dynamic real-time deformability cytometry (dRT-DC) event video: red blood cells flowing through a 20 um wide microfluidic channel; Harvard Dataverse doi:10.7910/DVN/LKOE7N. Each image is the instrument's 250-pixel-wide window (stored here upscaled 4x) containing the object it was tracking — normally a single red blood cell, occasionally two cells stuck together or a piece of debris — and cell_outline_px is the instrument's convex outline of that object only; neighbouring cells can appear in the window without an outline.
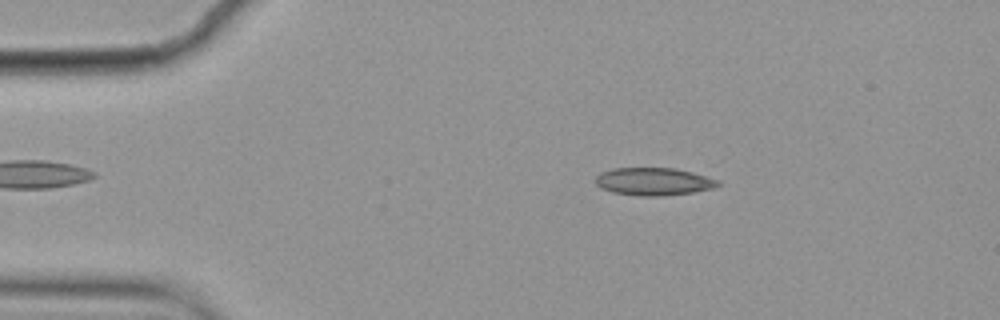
{"species": "common noctule bat (a hibernating species)", "species_latin": "Nyctalus noctula", "temperature_condition": "cold", "stored_images_in_passage": 13, "camera_frame_rate_fps": 3000, "um_per_image_px": 0.085, "animal": {"sex": "female", "body_mass_g": 19.9}, "frame": {"image": 1, "passage_image": 2, "time_ms": 0.333, "image_size_px": [1000, 320], "cell_outline_px": [[720, 184], [712, 188], [692, 192], [660, 196], [640, 196], [612, 192], [600, 188], [596, 184], [596, 176], [600, 172], [612, 168], [676, 168], [692, 172], [720, 180]], "centroid_in_image_um": [55.53, 15.42], "position_along_channel_um": 29.5, "area_um2": 19.77}}
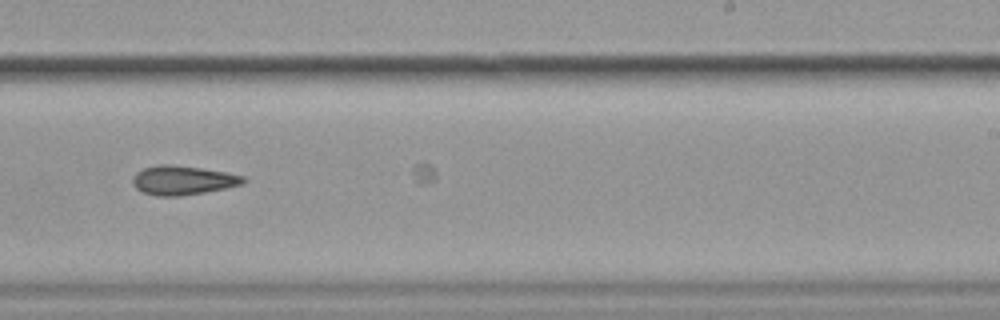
{"frame": {"image": 2, "passage_image": 8, "time_ms": 2.333, "image_size_px": [1000, 320], "cell_outline_px": [[248, 180], [244, 184], [204, 192], [180, 196], [156, 196], [144, 192], [136, 188], [132, 184], [132, 180], [136, 172], [144, 168], [160, 164], [172, 164], [200, 168], [224, 172], [244, 176]], "centroid_in_image_um": [15.54, 15.32], "position_along_channel_um": 273.5, "area_um2": 18.73}}
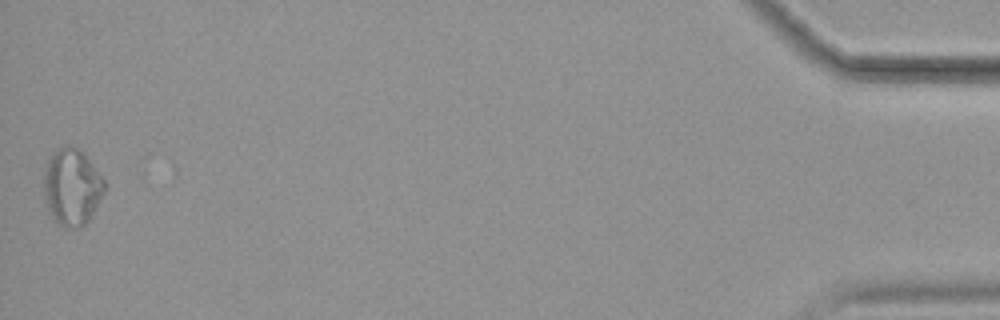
{"frame": {"image": 3, "passage_image": 13, "time_ms": 4.0, "image_size_px": [1000, 320], "cell_outline_px": [[104, 192], [88, 220], [84, 224], [76, 228], [72, 228], [60, 224], [52, 220], [44, 196], [44, 172], [48, 160], [52, 152], [64, 144], [76, 148], [88, 160], [104, 180]], "centroid_in_image_um": [6.07, 15.9], "position_along_channel_um": 429.1, "area_um2": 26.53}}